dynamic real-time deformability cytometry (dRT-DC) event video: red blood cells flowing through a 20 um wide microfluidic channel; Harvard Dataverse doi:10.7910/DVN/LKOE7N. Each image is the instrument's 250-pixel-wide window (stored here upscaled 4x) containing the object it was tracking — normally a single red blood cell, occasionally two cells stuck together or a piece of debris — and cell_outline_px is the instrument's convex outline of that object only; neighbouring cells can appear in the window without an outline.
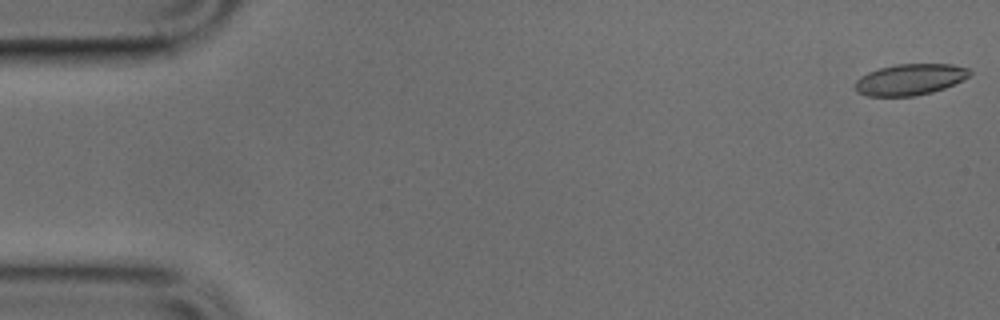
{"species": "common noctule bat (a hibernating species)", "species_latin": "Nyctalus noctula", "temperature_condition": "cold", "stored_images_in_passage": 49, "camera_frame_rate_fps": 3000, "um_per_image_px": 0.085, "animal": {"sex": "male", "body_mass_g": 17.9, "forearm_length_mm": 54.2}, "frame": {"image": 1, "passage_image": 1, "time_ms": 0.0, "image_size_px": [1000, 320], "cell_outline_px": [[972, 72], [964, 80], [944, 88], [932, 92], [912, 96], [868, 96], [856, 92], [856, 80], [860, 76], [868, 72], [880, 68], [896, 64], [952, 64], [968, 68]], "centroid_in_image_um": [77.35, 6.75], "position_along_channel_um": 7.6, "area_um2": 20.81}}
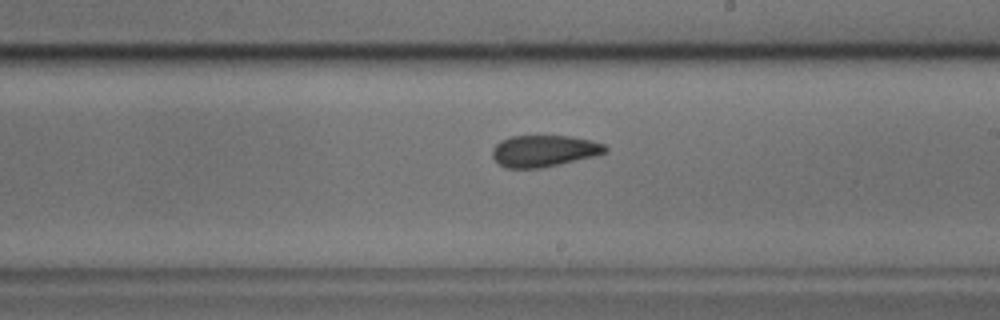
{"frame": {"image": 2, "passage_image": 28, "time_ms": 9.0, "image_size_px": [1000, 320], "cell_outline_px": [[608, 152], [596, 156], [560, 164], [540, 168], [504, 168], [492, 156], [492, 148], [500, 140], [512, 136], [572, 136], [592, 140], [604, 144], [608, 148]], "centroid_in_image_um": [46.27, 12.82], "position_along_channel_um": 242.7, "area_um2": 20.98}}
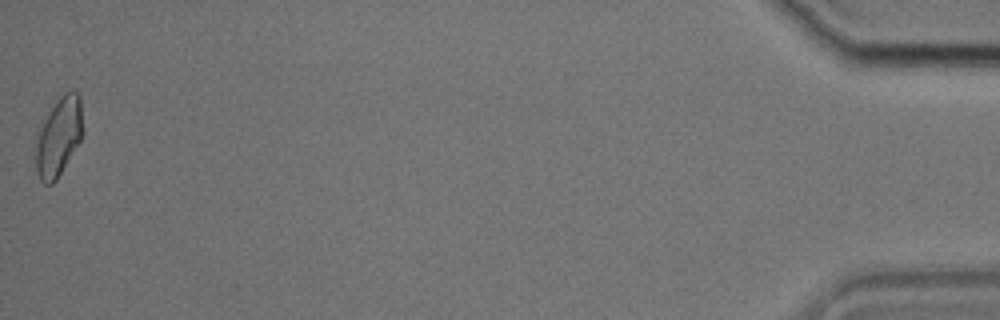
{"frame": {"image": 3, "passage_image": 49, "time_ms": 16.0, "image_size_px": [1000, 320], "cell_outline_px": [[84, 132], [80, 140], [56, 180], [52, 184], [44, 184], [40, 180], [36, 172], [36, 144], [40, 128], [52, 108], [60, 96], [64, 92], [72, 88], [80, 96], [84, 128]], "centroid_in_image_um": [5.02, 11.6], "position_along_channel_um": 430.2, "area_um2": 21.39}}